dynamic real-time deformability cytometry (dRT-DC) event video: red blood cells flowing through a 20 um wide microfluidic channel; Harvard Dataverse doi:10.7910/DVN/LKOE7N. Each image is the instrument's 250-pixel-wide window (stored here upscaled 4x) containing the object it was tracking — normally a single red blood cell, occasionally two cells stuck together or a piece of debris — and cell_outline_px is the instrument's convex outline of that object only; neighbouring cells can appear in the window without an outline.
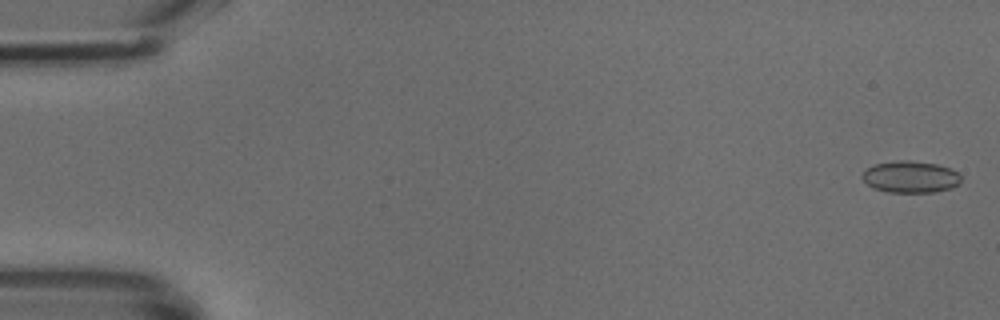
{"species": "common noctule bat (a hibernating species)", "species_latin": "Nyctalus noctula", "temperature_condition": "cold", "stored_images_in_passage": 49, "camera_frame_rate_fps": 3000, "um_per_image_px": 0.085, "animal": {"sex": "male", "body_mass_g": 18.8}, "frame": {"image": 1, "passage_image": 1, "time_ms": 0.0, "image_size_px": [1000, 320], "cell_outline_px": [[960, 180], [952, 188], [932, 192], [888, 192], [872, 188], [860, 176], [868, 168], [876, 164], [896, 160], [908, 160], [936, 164], [948, 168], [956, 172], [960, 176]], "centroid_in_image_um": [77.35, 15.04], "position_along_channel_um": 7.6, "area_um2": 18.03}}
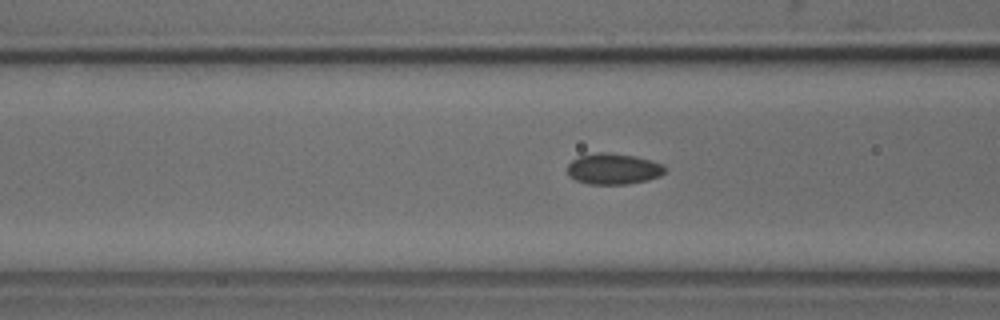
{"frame": {"image": 2, "passage_image": 19, "time_ms": 6.0, "image_size_px": [1000, 320], "cell_outline_px": [[664, 172], [660, 176], [648, 180], [628, 184], [588, 184], [576, 180], [568, 176], [568, 164], [572, 160], [580, 156], [596, 152], [608, 152], [636, 156], [652, 160], [664, 164]], "centroid_in_image_um": [52.14, 14.35], "position_along_channel_um": 114.5, "area_um2": 17.74}}
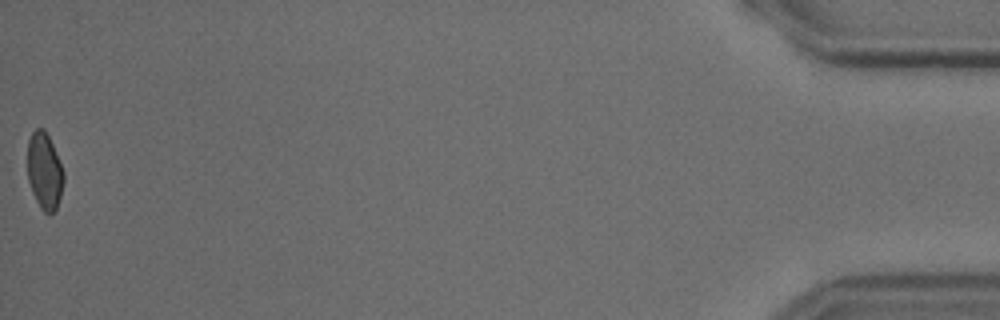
{"frame": {"image": 3, "passage_image": 49, "time_ms": 16.0, "image_size_px": [1000, 320], "cell_outline_px": [[64, 180], [60, 196], [56, 208], [52, 212], [44, 212], [40, 208], [32, 192], [28, 180], [28, 140], [32, 132], [36, 128], [44, 128], [52, 144], [64, 172]], "centroid_in_image_um": [3.77, 14.52], "position_along_channel_um": 431.4, "area_um2": 15.95}}